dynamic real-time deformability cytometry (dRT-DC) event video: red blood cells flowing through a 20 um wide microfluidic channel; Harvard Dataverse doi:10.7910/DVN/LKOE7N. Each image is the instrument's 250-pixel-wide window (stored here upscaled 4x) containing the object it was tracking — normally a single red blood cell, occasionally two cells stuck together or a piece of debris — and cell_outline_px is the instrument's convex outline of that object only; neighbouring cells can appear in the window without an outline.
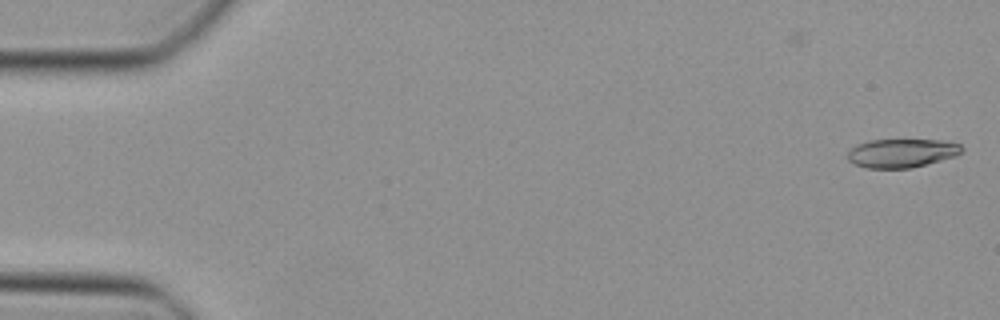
{"species": "Egyptian fruit bat (a non-hibernating species)", "species_latin": "Rousettus aegyptiacus", "temperature_condition": "cold", "stored_images_in_passage": 5, "camera_frame_rate_fps": 3000, "um_per_image_px": 0.085, "animal": {"sex": "female"}, "frame": {"image": 1, "passage_image": 5, "time_ms": 1.333, "image_size_px": [1000, 320], "cell_outline_px": [[964, 148], [956, 156], [912, 168], [868, 168], [856, 164], [848, 160], [848, 152], [852, 148], [868, 140], [940, 140], [960, 144]], "centroid_in_image_um": [76.67, 13.01], "position_along_channel_um": 8.3, "area_um2": 18.9}}